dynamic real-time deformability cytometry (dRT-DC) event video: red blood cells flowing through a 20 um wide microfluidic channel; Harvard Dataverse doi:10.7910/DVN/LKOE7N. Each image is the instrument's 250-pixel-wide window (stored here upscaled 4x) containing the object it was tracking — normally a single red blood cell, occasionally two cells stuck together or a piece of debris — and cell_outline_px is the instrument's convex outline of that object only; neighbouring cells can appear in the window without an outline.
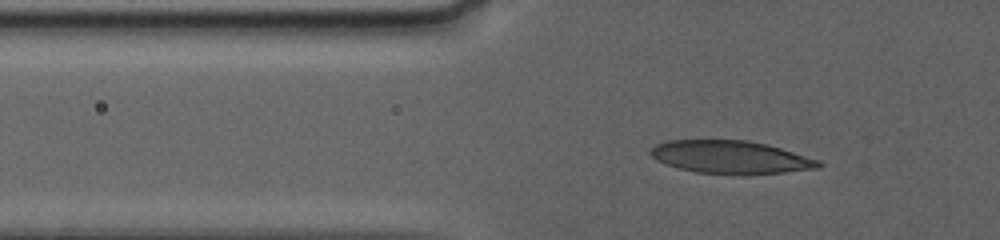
{"species": "human", "species_latin": "Homo sapiens", "temperature_condition": "warm", "stored_images_in_passage": 56, "camera_frame_rate_fps": 3000, "um_per_image_px": 0.085, "donor": {"sex": "female"}, "frame": {"image": 1, "passage_image": 19, "time_ms": 9.333, "image_size_px": [1000, 240], "cell_outline_px": [[824, 164], [820, 168], [748, 176], [732, 176], [696, 172], [664, 164], [656, 160], [648, 152], [656, 144], [668, 140], [744, 140], [768, 144], [820, 160]], "centroid_in_image_um": [62.13, 13.38], "position_along_channel_um": 63.7, "area_um2": 32.95}}
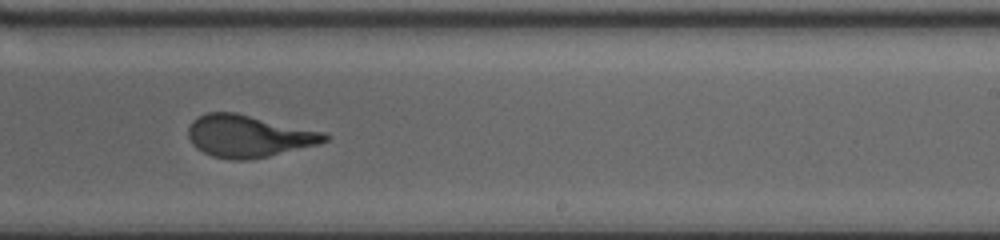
{"frame": {"image": 2, "passage_image": 38, "time_ms": 16.333, "image_size_px": [1000, 240], "cell_outline_px": [[332, 136], [328, 140], [320, 144], [268, 156], [248, 160], [232, 160], [212, 156], [196, 148], [192, 144], [188, 136], [188, 128], [192, 120], [208, 112], [236, 112], [324, 132]], "centroid_in_image_um": [21.14, 11.57], "position_along_channel_um": 267.9, "area_um2": 33.58}}
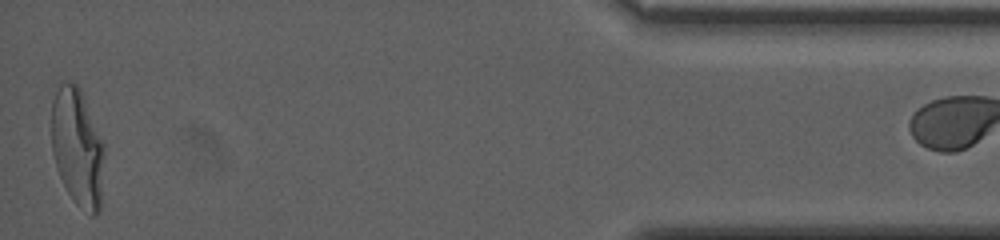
{"frame": {"image": 3, "passage_image": 55, "time_ms": 23.333, "image_size_px": [1000, 240], "cell_outline_px": [[104, 156], [100, 212], [96, 216], [92, 216], [76, 204], [72, 200], [60, 176], [52, 152], [52, 100], [60, 80], [72, 80], [80, 88], [104, 144]], "centroid_in_image_um": [6.58, 12.51], "position_along_channel_um": 428.6, "area_um2": 36.53}}